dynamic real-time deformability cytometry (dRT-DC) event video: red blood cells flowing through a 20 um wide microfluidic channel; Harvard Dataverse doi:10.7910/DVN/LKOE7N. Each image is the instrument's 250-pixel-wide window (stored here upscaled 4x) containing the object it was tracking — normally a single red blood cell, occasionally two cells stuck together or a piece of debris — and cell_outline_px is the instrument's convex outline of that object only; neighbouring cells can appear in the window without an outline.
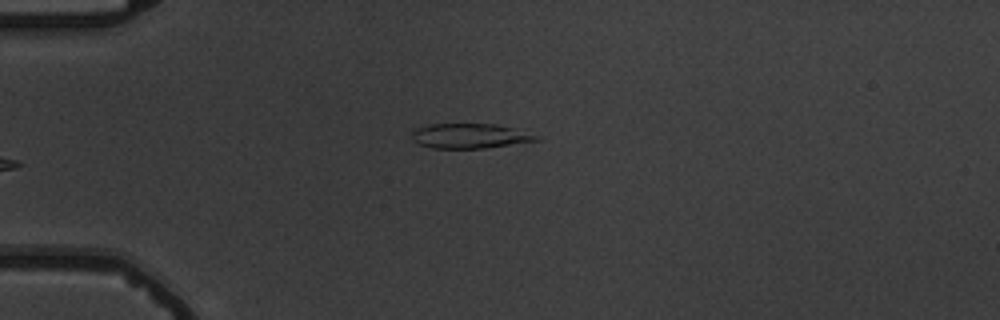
{"species": "common noctule bat (a hibernating species)", "species_latin": "Nyctalus noctula", "temperature_condition": "warm", "stored_images_in_passage": 5, "camera_frame_rate_fps": 3000, "um_per_image_px": 0.085, "animal": {"sex": "male", "body_mass_g": 19.5, "forearm_length_mm": 54.6}, "frame": {"image": 1, "passage_image": 5, "time_ms": 5.333, "image_size_px": [1000, 320], "cell_outline_px": [[540, 140], [484, 148], [432, 148], [420, 144], [412, 140], [412, 132], [416, 128], [428, 124], [496, 124], [512, 128], [536, 136]], "centroid_in_image_um": [39.86, 11.55], "position_along_channel_um": 45.1, "area_um2": 17.69}}